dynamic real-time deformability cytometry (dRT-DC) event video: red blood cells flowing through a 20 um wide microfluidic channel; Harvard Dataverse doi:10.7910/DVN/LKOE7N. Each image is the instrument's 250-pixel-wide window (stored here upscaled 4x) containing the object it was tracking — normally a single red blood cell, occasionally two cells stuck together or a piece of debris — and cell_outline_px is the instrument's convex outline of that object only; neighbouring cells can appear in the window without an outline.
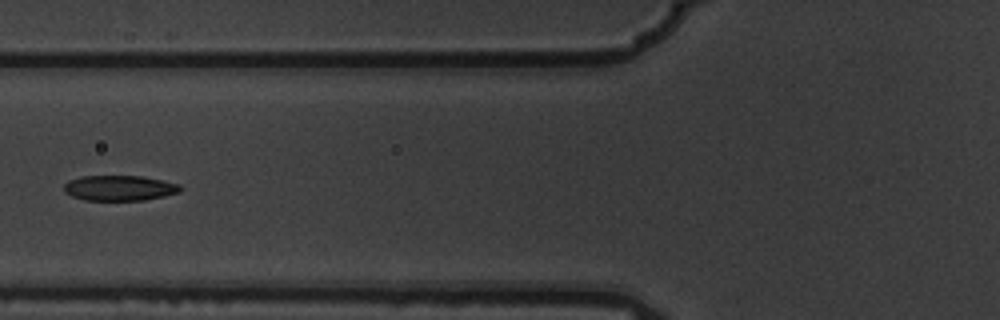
{"species": "common noctule bat (a hibernating species)", "species_latin": "Nyctalus noctula", "temperature_condition": "warm", "stored_images_in_passage": 6, "camera_frame_rate_fps": 3000, "um_per_image_px": 0.085, "animal": {"sex": "male", "body_mass_g": 19.5, "forearm_length_mm": 54.6}, "frame": {"image": 1, "passage_image": 6, "time_ms": 1.667, "image_size_px": [1000, 320], "cell_outline_px": [[184, 188], [180, 192], [164, 196], [144, 200], [84, 200], [72, 196], [64, 192], [64, 184], [68, 180], [80, 176], [140, 176], [164, 180], [180, 184]], "centroid_in_image_um": [10.17, 15.98], "position_along_channel_um": 115.6, "area_um2": 17.34}}